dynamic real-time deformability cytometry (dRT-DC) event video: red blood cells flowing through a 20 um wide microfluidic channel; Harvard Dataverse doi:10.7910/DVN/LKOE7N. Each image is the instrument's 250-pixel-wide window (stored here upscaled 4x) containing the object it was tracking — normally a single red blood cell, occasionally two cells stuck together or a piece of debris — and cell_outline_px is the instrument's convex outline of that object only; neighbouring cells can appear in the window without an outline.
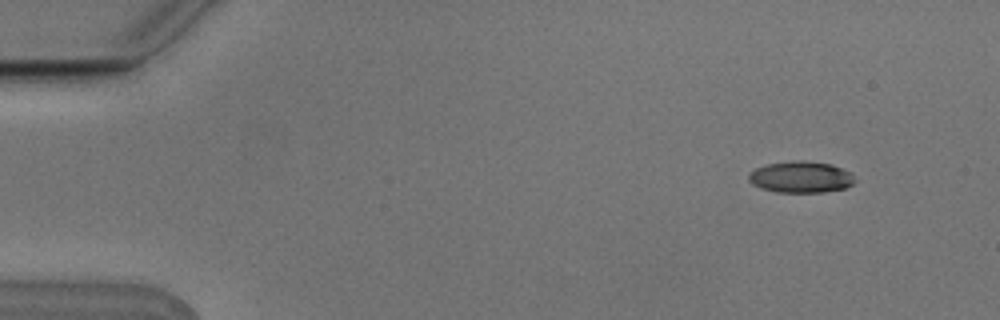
{"species": "Egyptian fruit bat (a non-hibernating species)", "species_latin": "Rousettus aegyptiacus", "temperature_condition": "cold", "stored_images_in_passage": 4, "camera_frame_rate_fps": 3000, "um_per_image_px": 0.085, "animal": {"sex": "male"}, "frame": {"image": 1, "passage_image": 1, "time_ms": 0.0, "image_size_px": [1000, 320], "cell_outline_px": [[856, 180], [852, 184], [844, 188], [824, 192], [776, 192], [760, 188], [752, 184], [748, 180], [748, 176], [756, 168], [768, 164], [792, 160], [804, 160], [832, 164], [852, 172]], "centroid_in_image_um": [68.1, 15.04], "position_along_channel_um": 16.9, "area_um2": 19.59}}
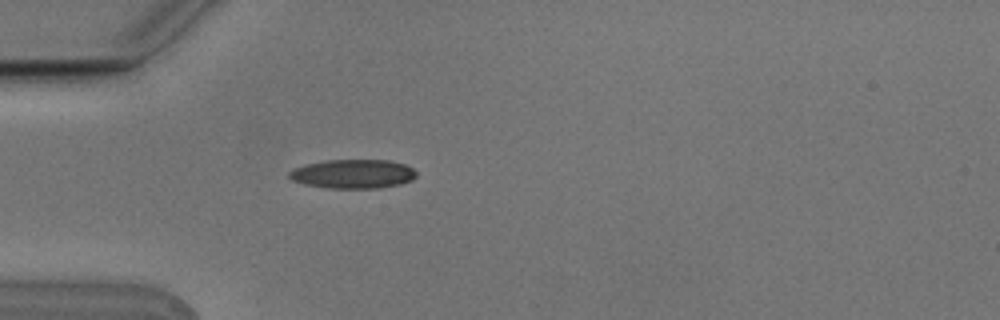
{"frame": {"image": 2, "passage_image": 4, "time_ms": 1.0, "image_size_px": [1000, 320], "cell_outline_px": [[416, 176], [412, 180], [400, 184], [380, 188], [328, 188], [304, 184], [292, 180], [288, 176], [288, 172], [292, 168], [304, 164], [324, 160], [392, 160], [404, 164], [412, 168], [416, 172]], "centroid_in_image_um": [29.98, 14.77], "position_along_channel_um": 55.0, "area_um2": 21.73}}